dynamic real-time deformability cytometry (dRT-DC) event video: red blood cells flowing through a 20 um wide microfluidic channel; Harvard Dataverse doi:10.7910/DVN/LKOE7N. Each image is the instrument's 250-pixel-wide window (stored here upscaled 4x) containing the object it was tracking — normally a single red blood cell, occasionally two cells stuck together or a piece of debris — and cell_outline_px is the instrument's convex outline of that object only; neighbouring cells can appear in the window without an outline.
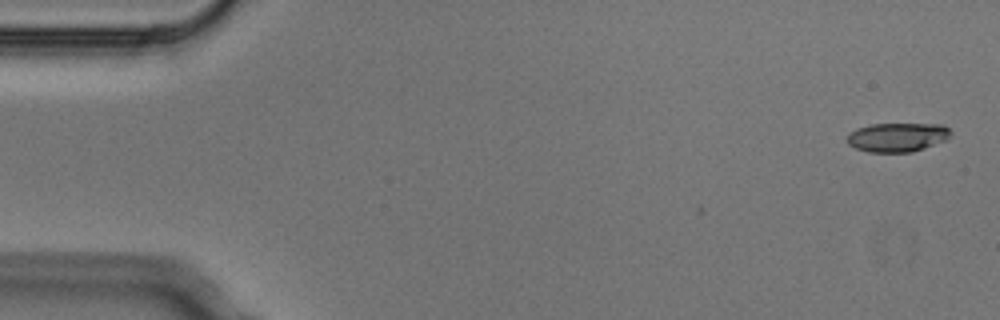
{"species": "Egyptian fruit bat (a non-hibernating species)", "species_latin": "Rousettus aegyptiacus", "temperature_condition": "cold", "stored_images_in_passage": 3, "camera_frame_rate_fps": 3000, "um_per_image_px": 0.085, "animal": {"sex": "male"}, "frame": {"image": 1, "passage_image": 1, "time_ms": 0.0, "image_size_px": [1000, 320], "cell_outline_px": [[952, 132], [948, 140], [912, 152], [868, 152], [856, 148], [848, 144], [848, 132], [856, 128], [872, 124], [944, 124]], "centroid_in_image_um": [76.3, 11.66], "position_along_channel_um": 8.7, "area_um2": 17.69}}